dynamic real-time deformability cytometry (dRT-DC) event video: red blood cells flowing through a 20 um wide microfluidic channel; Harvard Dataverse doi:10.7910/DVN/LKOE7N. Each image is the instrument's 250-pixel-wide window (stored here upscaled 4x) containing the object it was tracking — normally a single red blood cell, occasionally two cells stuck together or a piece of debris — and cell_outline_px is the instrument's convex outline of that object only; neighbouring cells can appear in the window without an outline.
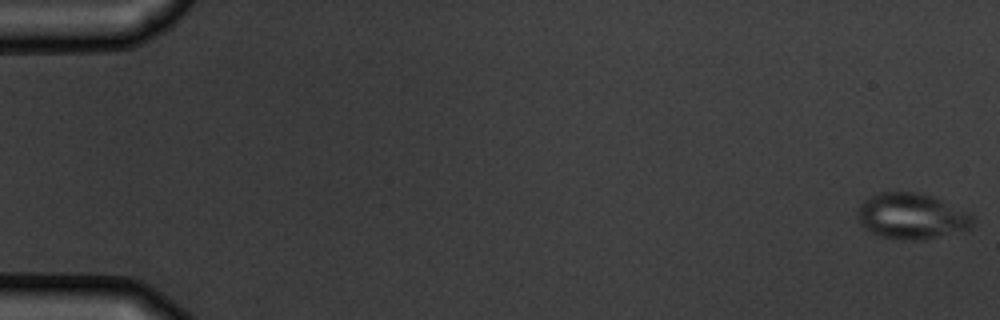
{"species": "common noctule bat (a hibernating species)", "species_latin": "Nyctalus noctula", "temperature_condition": "warm", "stored_images_in_passage": 7, "camera_frame_rate_fps": 3000, "um_per_image_px": 0.085, "animal": {"sex": "male", "body_mass_g": 19.5, "forearm_length_mm": 54.6}, "frame": {"image": 1, "passage_image": 1, "time_ms": 0.0, "image_size_px": [1000, 320], "cell_outline_px": [[976, 216], [972, 228], [924, 240], [900, 240], [880, 236], [872, 232], [860, 224], [860, 204], [868, 196], [880, 192], [920, 192], [932, 196], [972, 212]], "centroid_in_image_um": [77.57, 18.37], "position_along_channel_um": 7.4, "area_um2": 31.04}}